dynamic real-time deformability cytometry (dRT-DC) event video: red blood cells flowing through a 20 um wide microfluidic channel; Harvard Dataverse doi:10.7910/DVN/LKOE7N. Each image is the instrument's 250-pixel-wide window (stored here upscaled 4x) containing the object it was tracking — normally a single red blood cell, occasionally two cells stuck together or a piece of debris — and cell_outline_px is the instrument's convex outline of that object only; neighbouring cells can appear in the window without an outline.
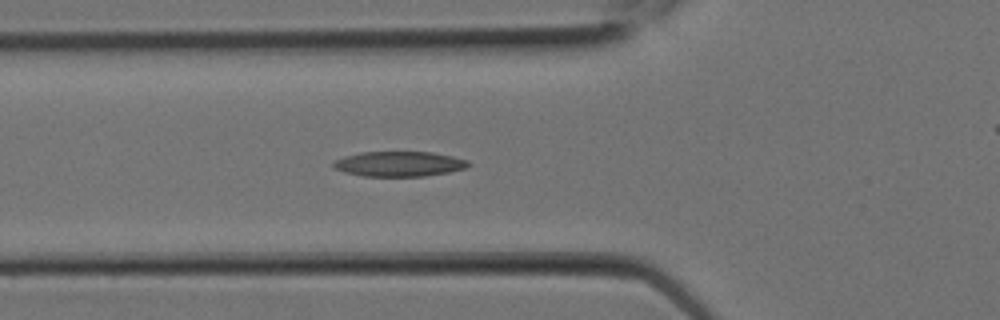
{"species": "Egyptian fruit bat (a non-hibernating species)", "species_latin": "Rousettus aegyptiacus", "temperature_condition": "room temperature", "stored_images_in_passage": 3, "camera_frame_rate_fps": 3000, "um_per_image_px": 0.085, "animal": {"sex": "female"}, "frame": {"image": 1, "passage_image": 3, "time_ms": 0.667, "image_size_px": [1000, 320], "cell_outline_px": [[472, 164], [464, 168], [448, 172], [424, 176], [364, 176], [344, 172], [336, 168], [332, 164], [332, 160], [344, 156], [360, 152], [432, 152], [452, 156], [468, 160]], "centroid_in_image_um": [33.91, 13.92], "position_along_channel_um": 91.9, "area_um2": 19.71}}